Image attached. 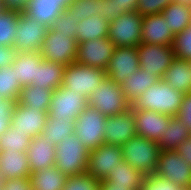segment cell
I'll return each instance as SVG.
<instances>
[{"mask_svg":"<svg viewBox=\"0 0 191 190\" xmlns=\"http://www.w3.org/2000/svg\"><path fill=\"white\" fill-rule=\"evenodd\" d=\"M184 94L159 80L131 104L132 110H150L170 116L179 114Z\"/></svg>","mask_w":191,"mask_h":190,"instance_id":"obj_1","label":"cell"},{"mask_svg":"<svg viewBox=\"0 0 191 190\" xmlns=\"http://www.w3.org/2000/svg\"><path fill=\"white\" fill-rule=\"evenodd\" d=\"M122 150L123 160L135 170L144 176L155 172L161 151L156 141L135 136L122 146Z\"/></svg>","mask_w":191,"mask_h":190,"instance_id":"obj_2","label":"cell"},{"mask_svg":"<svg viewBox=\"0 0 191 190\" xmlns=\"http://www.w3.org/2000/svg\"><path fill=\"white\" fill-rule=\"evenodd\" d=\"M55 166L66 176L87 172L90 151L86 149L75 134L64 137L55 148Z\"/></svg>","mask_w":191,"mask_h":190,"instance_id":"obj_3","label":"cell"},{"mask_svg":"<svg viewBox=\"0 0 191 190\" xmlns=\"http://www.w3.org/2000/svg\"><path fill=\"white\" fill-rule=\"evenodd\" d=\"M107 78L106 70L73 62L65 66L62 86L88 98Z\"/></svg>","mask_w":191,"mask_h":190,"instance_id":"obj_4","label":"cell"},{"mask_svg":"<svg viewBox=\"0 0 191 190\" xmlns=\"http://www.w3.org/2000/svg\"><path fill=\"white\" fill-rule=\"evenodd\" d=\"M87 106L110 117L127 111L131 108V103L121 91L120 84L107 77L87 98Z\"/></svg>","mask_w":191,"mask_h":190,"instance_id":"obj_5","label":"cell"},{"mask_svg":"<svg viewBox=\"0 0 191 190\" xmlns=\"http://www.w3.org/2000/svg\"><path fill=\"white\" fill-rule=\"evenodd\" d=\"M107 116L99 110L87 106L75 120L74 134L90 152L104 144L105 122Z\"/></svg>","mask_w":191,"mask_h":190,"instance_id":"obj_6","label":"cell"},{"mask_svg":"<svg viewBox=\"0 0 191 190\" xmlns=\"http://www.w3.org/2000/svg\"><path fill=\"white\" fill-rule=\"evenodd\" d=\"M142 21L135 10L123 13L109 22L108 38L115 47H137L142 38Z\"/></svg>","mask_w":191,"mask_h":190,"instance_id":"obj_7","label":"cell"},{"mask_svg":"<svg viewBox=\"0 0 191 190\" xmlns=\"http://www.w3.org/2000/svg\"><path fill=\"white\" fill-rule=\"evenodd\" d=\"M182 189H191V166L176 150H161L155 172Z\"/></svg>","mask_w":191,"mask_h":190,"instance_id":"obj_8","label":"cell"},{"mask_svg":"<svg viewBox=\"0 0 191 190\" xmlns=\"http://www.w3.org/2000/svg\"><path fill=\"white\" fill-rule=\"evenodd\" d=\"M86 107L87 98L83 94L61 86L53 91L48 119H63L66 123L75 121Z\"/></svg>","mask_w":191,"mask_h":190,"instance_id":"obj_9","label":"cell"},{"mask_svg":"<svg viewBox=\"0 0 191 190\" xmlns=\"http://www.w3.org/2000/svg\"><path fill=\"white\" fill-rule=\"evenodd\" d=\"M77 48L78 42L74 38L48 29L39 52L45 61L67 66L75 62Z\"/></svg>","mask_w":191,"mask_h":190,"instance_id":"obj_10","label":"cell"},{"mask_svg":"<svg viewBox=\"0 0 191 190\" xmlns=\"http://www.w3.org/2000/svg\"><path fill=\"white\" fill-rule=\"evenodd\" d=\"M139 66L146 73L156 75L160 79L176 58L172 46L145 44L137 46Z\"/></svg>","mask_w":191,"mask_h":190,"instance_id":"obj_11","label":"cell"},{"mask_svg":"<svg viewBox=\"0 0 191 190\" xmlns=\"http://www.w3.org/2000/svg\"><path fill=\"white\" fill-rule=\"evenodd\" d=\"M48 29L38 20L20 12L19 22L16 27L17 36L13 48L17 53L39 52Z\"/></svg>","mask_w":191,"mask_h":190,"instance_id":"obj_12","label":"cell"},{"mask_svg":"<svg viewBox=\"0 0 191 190\" xmlns=\"http://www.w3.org/2000/svg\"><path fill=\"white\" fill-rule=\"evenodd\" d=\"M122 161V146L104 143L89 153L87 172L100 181L105 180Z\"/></svg>","mask_w":191,"mask_h":190,"instance_id":"obj_13","label":"cell"},{"mask_svg":"<svg viewBox=\"0 0 191 190\" xmlns=\"http://www.w3.org/2000/svg\"><path fill=\"white\" fill-rule=\"evenodd\" d=\"M114 49L115 45L108 37L87 40L78 43L75 62L106 70Z\"/></svg>","mask_w":191,"mask_h":190,"instance_id":"obj_14","label":"cell"},{"mask_svg":"<svg viewBox=\"0 0 191 190\" xmlns=\"http://www.w3.org/2000/svg\"><path fill=\"white\" fill-rule=\"evenodd\" d=\"M138 68L137 47H115L106 74L109 79L121 85Z\"/></svg>","mask_w":191,"mask_h":190,"instance_id":"obj_15","label":"cell"},{"mask_svg":"<svg viewBox=\"0 0 191 190\" xmlns=\"http://www.w3.org/2000/svg\"><path fill=\"white\" fill-rule=\"evenodd\" d=\"M104 129L105 144L123 146L132 137L136 136L135 116L132 108L123 113L107 117Z\"/></svg>","mask_w":191,"mask_h":190,"instance_id":"obj_16","label":"cell"},{"mask_svg":"<svg viewBox=\"0 0 191 190\" xmlns=\"http://www.w3.org/2000/svg\"><path fill=\"white\" fill-rule=\"evenodd\" d=\"M135 116L136 136L158 142L168 130L173 116L150 110H132Z\"/></svg>","mask_w":191,"mask_h":190,"instance_id":"obj_17","label":"cell"},{"mask_svg":"<svg viewBox=\"0 0 191 190\" xmlns=\"http://www.w3.org/2000/svg\"><path fill=\"white\" fill-rule=\"evenodd\" d=\"M47 120V111L33 110L17 102L11 117V125L16 130L24 132L25 135L35 138L41 134Z\"/></svg>","mask_w":191,"mask_h":190,"instance_id":"obj_18","label":"cell"},{"mask_svg":"<svg viewBox=\"0 0 191 190\" xmlns=\"http://www.w3.org/2000/svg\"><path fill=\"white\" fill-rule=\"evenodd\" d=\"M141 42L173 46L174 35L162 13L143 16Z\"/></svg>","mask_w":191,"mask_h":190,"instance_id":"obj_19","label":"cell"},{"mask_svg":"<svg viewBox=\"0 0 191 190\" xmlns=\"http://www.w3.org/2000/svg\"><path fill=\"white\" fill-rule=\"evenodd\" d=\"M55 148V145L48 142L41 135L32 138L30 146L26 152L30 163L31 173L55 165Z\"/></svg>","mask_w":191,"mask_h":190,"instance_id":"obj_20","label":"cell"},{"mask_svg":"<svg viewBox=\"0 0 191 190\" xmlns=\"http://www.w3.org/2000/svg\"><path fill=\"white\" fill-rule=\"evenodd\" d=\"M0 174L5 179L29 177L31 170L27 153L21 151L0 152Z\"/></svg>","mask_w":191,"mask_h":190,"instance_id":"obj_21","label":"cell"},{"mask_svg":"<svg viewBox=\"0 0 191 190\" xmlns=\"http://www.w3.org/2000/svg\"><path fill=\"white\" fill-rule=\"evenodd\" d=\"M65 9L58 0H30L22 13L50 28Z\"/></svg>","mask_w":191,"mask_h":190,"instance_id":"obj_22","label":"cell"},{"mask_svg":"<svg viewBox=\"0 0 191 190\" xmlns=\"http://www.w3.org/2000/svg\"><path fill=\"white\" fill-rule=\"evenodd\" d=\"M40 52L17 53L12 66L14 67L16 81L22 87L31 85L36 80L37 68L42 61Z\"/></svg>","mask_w":191,"mask_h":190,"instance_id":"obj_23","label":"cell"},{"mask_svg":"<svg viewBox=\"0 0 191 190\" xmlns=\"http://www.w3.org/2000/svg\"><path fill=\"white\" fill-rule=\"evenodd\" d=\"M162 80L183 94L191 92V61L175 58Z\"/></svg>","mask_w":191,"mask_h":190,"instance_id":"obj_24","label":"cell"},{"mask_svg":"<svg viewBox=\"0 0 191 190\" xmlns=\"http://www.w3.org/2000/svg\"><path fill=\"white\" fill-rule=\"evenodd\" d=\"M159 80L160 78L156 75H151L143 71V69L138 68L135 73L120 85V88L126 99L132 104L138 96L152 85L157 84Z\"/></svg>","mask_w":191,"mask_h":190,"instance_id":"obj_25","label":"cell"},{"mask_svg":"<svg viewBox=\"0 0 191 190\" xmlns=\"http://www.w3.org/2000/svg\"><path fill=\"white\" fill-rule=\"evenodd\" d=\"M109 22L101 15L83 18L77 21L76 41L78 43L91 39L108 37Z\"/></svg>","mask_w":191,"mask_h":190,"instance_id":"obj_26","label":"cell"},{"mask_svg":"<svg viewBox=\"0 0 191 190\" xmlns=\"http://www.w3.org/2000/svg\"><path fill=\"white\" fill-rule=\"evenodd\" d=\"M53 89L26 85L22 87L17 102L37 111H49Z\"/></svg>","mask_w":191,"mask_h":190,"instance_id":"obj_27","label":"cell"},{"mask_svg":"<svg viewBox=\"0 0 191 190\" xmlns=\"http://www.w3.org/2000/svg\"><path fill=\"white\" fill-rule=\"evenodd\" d=\"M65 66L42 59L37 68L36 80L31 84L45 89H57L62 86Z\"/></svg>","mask_w":191,"mask_h":190,"instance_id":"obj_28","label":"cell"},{"mask_svg":"<svg viewBox=\"0 0 191 190\" xmlns=\"http://www.w3.org/2000/svg\"><path fill=\"white\" fill-rule=\"evenodd\" d=\"M29 178L33 190H62L67 176L53 165L31 173Z\"/></svg>","mask_w":191,"mask_h":190,"instance_id":"obj_29","label":"cell"},{"mask_svg":"<svg viewBox=\"0 0 191 190\" xmlns=\"http://www.w3.org/2000/svg\"><path fill=\"white\" fill-rule=\"evenodd\" d=\"M191 136V131L177 116H173L168 125V130L157 142L160 150H176L180 144Z\"/></svg>","mask_w":191,"mask_h":190,"instance_id":"obj_30","label":"cell"},{"mask_svg":"<svg viewBox=\"0 0 191 190\" xmlns=\"http://www.w3.org/2000/svg\"><path fill=\"white\" fill-rule=\"evenodd\" d=\"M162 15L174 36L191 25V8L181 4H169L163 9Z\"/></svg>","mask_w":191,"mask_h":190,"instance_id":"obj_31","label":"cell"},{"mask_svg":"<svg viewBox=\"0 0 191 190\" xmlns=\"http://www.w3.org/2000/svg\"><path fill=\"white\" fill-rule=\"evenodd\" d=\"M145 176L131 167L126 161L118 163L113 173H110L105 180L114 185L128 186L130 189H140Z\"/></svg>","mask_w":191,"mask_h":190,"instance_id":"obj_32","label":"cell"},{"mask_svg":"<svg viewBox=\"0 0 191 190\" xmlns=\"http://www.w3.org/2000/svg\"><path fill=\"white\" fill-rule=\"evenodd\" d=\"M74 130L75 121L66 123L63 119H48L40 135L56 146L64 137L74 134Z\"/></svg>","mask_w":191,"mask_h":190,"instance_id":"obj_33","label":"cell"},{"mask_svg":"<svg viewBox=\"0 0 191 190\" xmlns=\"http://www.w3.org/2000/svg\"><path fill=\"white\" fill-rule=\"evenodd\" d=\"M32 138L25 135L24 132L18 131L13 125L0 136V152L2 151H21L27 152Z\"/></svg>","mask_w":191,"mask_h":190,"instance_id":"obj_34","label":"cell"},{"mask_svg":"<svg viewBox=\"0 0 191 190\" xmlns=\"http://www.w3.org/2000/svg\"><path fill=\"white\" fill-rule=\"evenodd\" d=\"M19 11L6 10L0 15V45L14 47Z\"/></svg>","mask_w":191,"mask_h":190,"instance_id":"obj_35","label":"cell"},{"mask_svg":"<svg viewBox=\"0 0 191 190\" xmlns=\"http://www.w3.org/2000/svg\"><path fill=\"white\" fill-rule=\"evenodd\" d=\"M22 86L16 81L14 67L8 66L0 69V97L15 100L19 98Z\"/></svg>","mask_w":191,"mask_h":190,"instance_id":"obj_36","label":"cell"},{"mask_svg":"<svg viewBox=\"0 0 191 190\" xmlns=\"http://www.w3.org/2000/svg\"><path fill=\"white\" fill-rule=\"evenodd\" d=\"M103 0H75L67 6L71 19L78 21L83 18L101 15Z\"/></svg>","mask_w":191,"mask_h":190,"instance_id":"obj_37","label":"cell"},{"mask_svg":"<svg viewBox=\"0 0 191 190\" xmlns=\"http://www.w3.org/2000/svg\"><path fill=\"white\" fill-rule=\"evenodd\" d=\"M100 180L92 177L88 172L67 176L62 190H99Z\"/></svg>","mask_w":191,"mask_h":190,"instance_id":"obj_38","label":"cell"},{"mask_svg":"<svg viewBox=\"0 0 191 190\" xmlns=\"http://www.w3.org/2000/svg\"><path fill=\"white\" fill-rule=\"evenodd\" d=\"M172 47L176 58L191 61V25L174 36Z\"/></svg>","mask_w":191,"mask_h":190,"instance_id":"obj_39","label":"cell"},{"mask_svg":"<svg viewBox=\"0 0 191 190\" xmlns=\"http://www.w3.org/2000/svg\"><path fill=\"white\" fill-rule=\"evenodd\" d=\"M49 29L76 40L77 21L71 19L70 11L67 9L53 22Z\"/></svg>","mask_w":191,"mask_h":190,"instance_id":"obj_40","label":"cell"},{"mask_svg":"<svg viewBox=\"0 0 191 190\" xmlns=\"http://www.w3.org/2000/svg\"><path fill=\"white\" fill-rule=\"evenodd\" d=\"M171 3H173V0H138L135 11L142 17L154 15L162 13L163 9Z\"/></svg>","mask_w":191,"mask_h":190,"instance_id":"obj_41","label":"cell"},{"mask_svg":"<svg viewBox=\"0 0 191 190\" xmlns=\"http://www.w3.org/2000/svg\"><path fill=\"white\" fill-rule=\"evenodd\" d=\"M140 190H183L181 187L166 181L162 177L155 174H150L143 178Z\"/></svg>","mask_w":191,"mask_h":190,"instance_id":"obj_42","label":"cell"},{"mask_svg":"<svg viewBox=\"0 0 191 190\" xmlns=\"http://www.w3.org/2000/svg\"><path fill=\"white\" fill-rule=\"evenodd\" d=\"M17 101L0 97V136L11 124L14 107Z\"/></svg>","mask_w":191,"mask_h":190,"instance_id":"obj_43","label":"cell"},{"mask_svg":"<svg viewBox=\"0 0 191 190\" xmlns=\"http://www.w3.org/2000/svg\"><path fill=\"white\" fill-rule=\"evenodd\" d=\"M2 188L3 190H33L29 177L5 179Z\"/></svg>","mask_w":191,"mask_h":190,"instance_id":"obj_44","label":"cell"},{"mask_svg":"<svg viewBox=\"0 0 191 190\" xmlns=\"http://www.w3.org/2000/svg\"><path fill=\"white\" fill-rule=\"evenodd\" d=\"M177 117L181 119L191 131V92L184 94Z\"/></svg>","mask_w":191,"mask_h":190,"instance_id":"obj_45","label":"cell"},{"mask_svg":"<svg viewBox=\"0 0 191 190\" xmlns=\"http://www.w3.org/2000/svg\"><path fill=\"white\" fill-rule=\"evenodd\" d=\"M138 0H111L114 6V19L119 15L136 10Z\"/></svg>","mask_w":191,"mask_h":190,"instance_id":"obj_46","label":"cell"},{"mask_svg":"<svg viewBox=\"0 0 191 190\" xmlns=\"http://www.w3.org/2000/svg\"><path fill=\"white\" fill-rule=\"evenodd\" d=\"M17 51L13 47L0 45V69L11 66Z\"/></svg>","mask_w":191,"mask_h":190,"instance_id":"obj_47","label":"cell"},{"mask_svg":"<svg viewBox=\"0 0 191 190\" xmlns=\"http://www.w3.org/2000/svg\"><path fill=\"white\" fill-rule=\"evenodd\" d=\"M30 0H2L6 10H15L22 12Z\"/></svg>","mask_w":191,"mask_h":190,"instance_id":"obj_48","label":"cell"},{"mask_svg":"<svg viewBox=\"0 0 191 190\" xmlns=\"http://www.w3.org/2000/svg\"><path fill=\"white\" fill-rule=\"evenodd\" d=\"M176 151L181 154L182 157L191 166V136L182 144L178 146Z\"/></svg>","mask_w":191,"mask_h":190,"instance_id":"obj_49","label":"cell"},{"mask_svg":"<svg viewBox=\"0 0 191 190\" xmlns=\"http://www.w3.org/2000/svg\"><path fill=\"white\" fill-rule=\"evenodd\" d=\"M101 16L108 22L114 20V6L111 0H103L101 7Z\"/></svg>","mask_w":191,"mask_h":190,"instance_id":"obj_50","label":"cell"},{"mask_svg":"<svg viewBox=\"0 0 191 190\" xmlns=\"http://www.w3.org/2000/svg\"><path fill=\"white\" fill-rule=\"evenodd\" d=\"M99 190H140V189H130L128 186L114 185L109 180H101Z\"/></svg>","mask_w":191,"mask_h":190,"instance_id":"obj_51","label":"cell"},{"mask_svg":"<svg viewBox=\"0 0 191 190\" xmlns=\"http://www.w3.org/2000/svg\"><path fill=\"white\" fill-rule=\"evenodd\" d=\"M173 3L181 4L185 7L191 8V0H173Z\"/></svg>","mask_w":191,"mask_h":190,"instance_id":"obj_52","label":"cell"},{"mask_svg":"<svg viewBox=\"0 0 191 190\" xmlns=\"http://www.w3.org/2000/svg\"><path fill=\"white\" fill-rule=\"evenodd\" d=\"M59 4H62L65 8H67L68 5L73 3L75 0H58Z\"/></svg>","mask_w":191,"mask_h":190,"instance_id":"obj_53","label":"cell"},{"mask_svg":"<svg viewBox=\"0 0 191 190\" xmlns=\"http://www.w3.org/2000/svg\"><path fill=\"white\" fill-rule=\"evenodd\" d=\"M6 11V9L4 8V5H3V3H2V0H0V15L3 13V12H5Z\"/></svg>","mask_w":191,"mask_h":190,"instance_id":"obj_54","label":"cell"},{"mask_svg":"<svg viewBox=\"0 0 191 190\" xmlns=\"http://www.w3.org/2000/svg\"><path fill=\"white\" fill-rule=\"evenodd\" d=\"M5 178L0 174V187L3 186Z\"/></svg>","mask_w":191,"mask_h":190,"instance_id":"obj_55","label":"cell"}]
</instances>
